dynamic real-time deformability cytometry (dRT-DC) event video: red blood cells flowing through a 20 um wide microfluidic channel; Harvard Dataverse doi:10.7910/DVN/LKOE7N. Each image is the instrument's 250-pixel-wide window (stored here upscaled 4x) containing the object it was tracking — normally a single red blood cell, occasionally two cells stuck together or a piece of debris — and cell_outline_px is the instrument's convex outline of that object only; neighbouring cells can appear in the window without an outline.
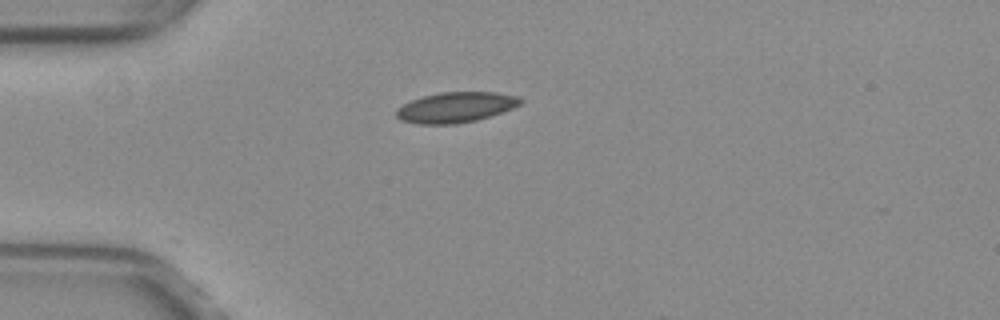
{"species": "common noctule bat (a hibernating species)", "species_latin": "Nyctalus noctula", "temperature_condition": "warm", "stored_images_in_passage": 3, "camera_frame_rate_fps": 3000, "um_per_image_px": 0.085, "animal": {"sex": "female", "body_mass_g": 29.2, "forearm_length_mm": 56.3}, "frame": {"image": 1, "passage_image": 1, "time_ms": 0.0, "image_size_px": [1000, 320], "cell_outline_px": [[524, 100], [520, 104], [512, 108], [476, 120], [456, 124], [416, 124], [400, 120], [396, 116], [396, 108], [412, 100], [424, 96], [440, 92], [496, 92], [516, 96]], "centroid_in_image_um": [38.7, 9.12], "position_along_channel_um": 46.3, "area_um2": 21.85}}